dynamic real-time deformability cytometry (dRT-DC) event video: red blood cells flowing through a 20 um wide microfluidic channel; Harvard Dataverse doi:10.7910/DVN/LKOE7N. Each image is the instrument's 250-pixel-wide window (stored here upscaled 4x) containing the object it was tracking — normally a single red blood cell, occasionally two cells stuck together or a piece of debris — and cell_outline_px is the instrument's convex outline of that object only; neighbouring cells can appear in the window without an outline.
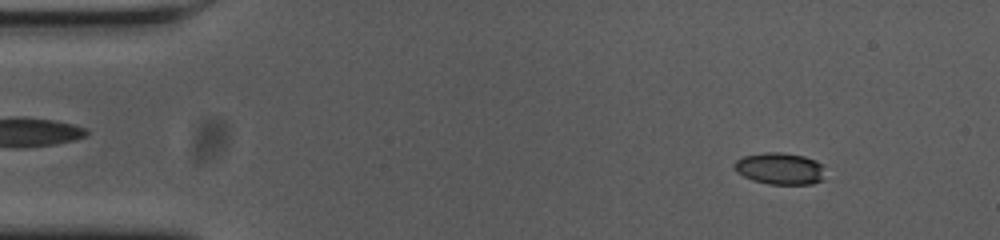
{"species": "common noctule bat (a hibernating species)", "species_latin": "Nyctalus noctula", "temperature_condition": "cold", "stored_images_in_passage": 56, "camera_frame_rate_fps": 3000, "um_per_image_px": 0.085, "animal": {"sex": "female", "body_mass_g": 23.0, "forearm_length_mm": 53.4}, "frame": {"image": 1, "passage_image": 6, "time_ms": 1.667, "image_size_px": [1000, 240], "cell_outline_px": [[824, 180], [812, 184], [768, 184], [752, 180], [736, 172], [732, 164], [736, 160], [744, 156], [764, 152], [784, 152], [804, 156], [816, 160], [820, 164]], "centroid_in_image_um": [66.25, 14.32], "position_along_channel_um": 18.7, "area_um2": 16.88}}
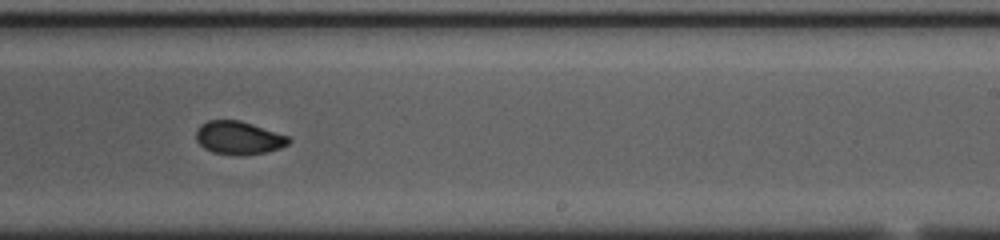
{"frame": {"image": 2, "passage_image": 34, "time_ms": 11.0, "image_size_px": [1000, 240], "cell_outline_px": [[292, 140], [288, 144], [280, 148], [268, 152], [244, 156], [212, 152], [204, 148], [196, 140], [196, 128], [200, 124], [208, 120], [240, 120], [288, 136]], "centroid_in_image_um": [20.27, 11.72], "position_along_channel_um": 268.7, "area_um2": 18.03}}
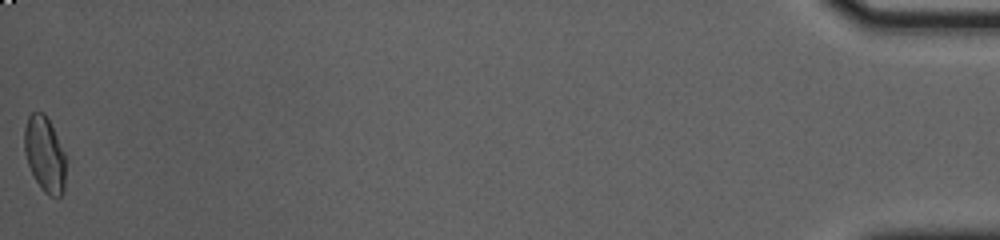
{"frame": {"image": 3, "passage_image": 56, "time_ms": 18.333, "image_size_px": [1000, 240], "cell_outline_px": [[64, 192], [60, 196], [48, 196], [44, 192], [36, 180], [28, 164], [24, 152], [24, 128], [28, 116], [32, 112], [44, 112], [64, 152]], "centroid_in_image_um": [3.77, 13.11], "position_along_channel_um": 431.4, "area_um2": 17.86}, "authors_computed_cell_mechanics": {"area_um2": 17.9758, "velocity_mm_per_s": 3.6319, "shape_relaxation_time_tau1_ms": 8.5276, "shape_relaxation_time_tau2_ms": 1.9444, "deformation_change_tau1": 0.1867, "deformation_change_tau2": 0.0505}}